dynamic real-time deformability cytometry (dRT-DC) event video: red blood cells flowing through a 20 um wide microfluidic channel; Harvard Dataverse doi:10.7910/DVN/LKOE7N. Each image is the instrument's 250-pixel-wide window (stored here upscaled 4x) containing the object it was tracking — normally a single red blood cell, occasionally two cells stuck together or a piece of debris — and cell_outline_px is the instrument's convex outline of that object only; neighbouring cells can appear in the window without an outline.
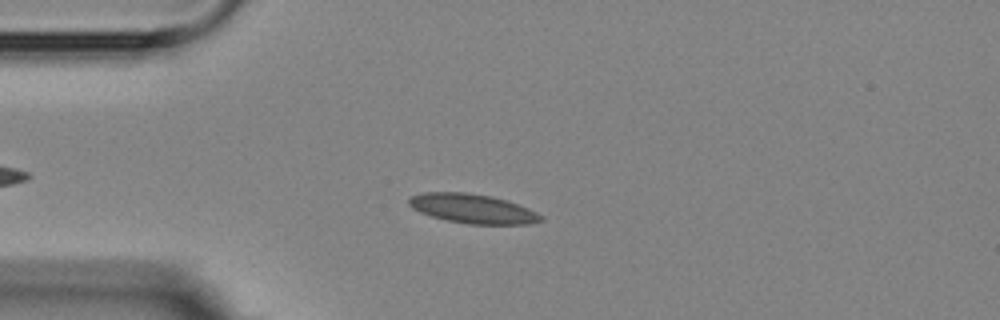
{"species": "Egyptian fruit bat (a non-hibernating species)", "species_latin": "Rousettus aegyptiacus", "temperature_condition": "room temperature", "stored_images_in_passage": 14, "camera_frame_rate_fps": 3000, "um_per_image_px": 0.085, "animal": {"sex": "female"}, "frame": {"image": 1, "passage_image": 3, "time_ms": 3.333, "image_size_px": [1000, 320], "cell_outline_px": [[544, 220], [532, 224], [468, 224], [448, 220], [432, 216], [420, 212], [412, 208], [408, 204], [408, 196], [424, 192], [464, 192], [488, 196], [504, 200], [528, 208], [544, 216]], "centroid_in_image_um": [40.16, 17.74], "position_along_channel_um": 44.8, "area_um2": 22.43}}
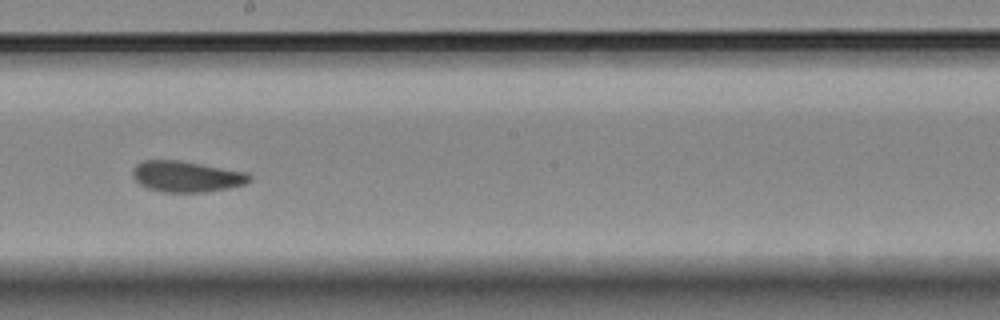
{"frame": {"image": 2, "passage_image": 8, "time_ms": 9.0, "image_size_px": [1000, 320], "cell_outline_px": [[252, 180], [244, 184], [228, 188], [204, 192], [160, 192], [148, 188], [140, 184], [132, 176], [132, 168], [136, 164], [144, 160], [180, 160], [248, 172], [252, 176]], "centroid_in_image_um": [15.86, 15.0], "position_along_channel_um": 232.3, "area_um2": 21.27}}
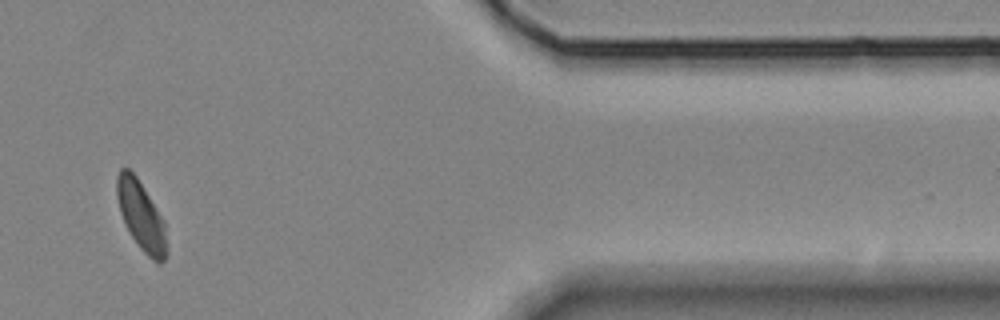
{"frame": {"image": 3, "passage_image": 12, "time_ms": 14.667, "image_size_px": [1000, 320], "cell_outline_px": [[168, 256], [160, 264], [152, 260], [140, 248], [132, 236], [120, 212], [116, 196], [116, 176], [120, 168], [128, 168], [136, 176], [164, 220], [168, 248]], "centroid_in_image_um": [12.02, 18.37], "position_along_channel_um": 399.4, "area_um2": 20.06}}